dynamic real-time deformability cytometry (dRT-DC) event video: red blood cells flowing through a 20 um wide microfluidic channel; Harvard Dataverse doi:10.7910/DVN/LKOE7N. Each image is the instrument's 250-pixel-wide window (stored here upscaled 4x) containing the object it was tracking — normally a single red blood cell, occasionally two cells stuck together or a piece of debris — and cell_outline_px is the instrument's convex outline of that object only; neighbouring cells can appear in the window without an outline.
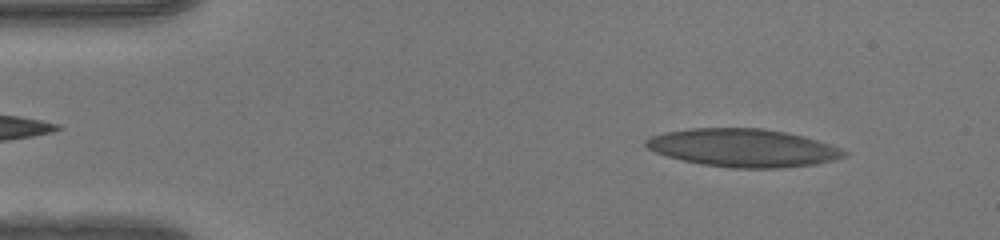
{"species": "human", "species_latin": "Homo sapiens", "temperature_condition": "warm", "stored_images_in_passage": 46, "camera_frame_rate_fps": 3000, "um_per_image_px": 0.085, "donor": {"sex": "female"}, "frame": {"image": 1, "passage_image": 3, "time_ms": 0.667, "image_size_px": [1000, 240], "cell_outline_px": [[848, 156], [816, 164], [780, 168], [732, 168], [700, 164], [668, 156], [656, 152], [648, 148], [644, 144], [644, 140], [652, 136], [668, 132], [692, 128], [764, 128], [804, 136], [844, 148], [848, 152]], "centroid_in_image_um": [63.23, 12.57], "position_along_channel_um": 21.8, "area_um2": 43.93}}
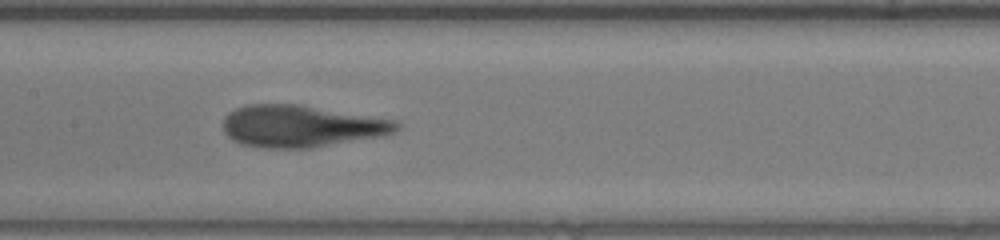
{"frame": {"image": 2, "passage_image": 21, "time_ms": 6.667, "image_size_px": [1000, 240], "cell_outline_px": [[400, 128], [396, 132], [384, 136], [312, 148], [268, 148], [240, 144], [232, 140], [224, 132], [224, 116], [228, 112], [236, 108], [248, 104], [300, 104], [400, 120]], "centroid_in_image_um": [25.67, 10.72], "position_along_channel_um": 181.7, "area_um2": 43.06}}
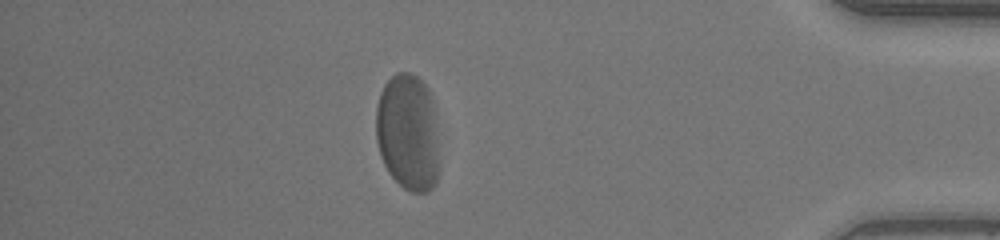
{"frame": {"image": 3, "passage_image": 40, "time_ms": 13.0, "image_size_px": [1000, 240], "cell_outline_px": [[440, 172], [436, 184], [428, 192], [412, 192], [404, 188], [388, 172], [380, 156], [376, 140], [376, 108], [380, 92], [384, 84], [396, 72], [408, 72], [416, 76], [428, 88], [432, 96], [440, 164]], "centroid_in_image_um": [34.69, 11.28], "position_along_channel_um": 400.5, "area_um2": 43.75}, "authors_computed_cell_mechanics": {"area_um2": 42.483, "velocity_mm_per_s": 4.1121, "shape_relaxation_time_tau1_ms": 4.2562, "shape_relaxation_time_tau2_ms": 1.1655, "deformation_change_tau1": 0.1962, "deformation_change_tau2": 0.084}}